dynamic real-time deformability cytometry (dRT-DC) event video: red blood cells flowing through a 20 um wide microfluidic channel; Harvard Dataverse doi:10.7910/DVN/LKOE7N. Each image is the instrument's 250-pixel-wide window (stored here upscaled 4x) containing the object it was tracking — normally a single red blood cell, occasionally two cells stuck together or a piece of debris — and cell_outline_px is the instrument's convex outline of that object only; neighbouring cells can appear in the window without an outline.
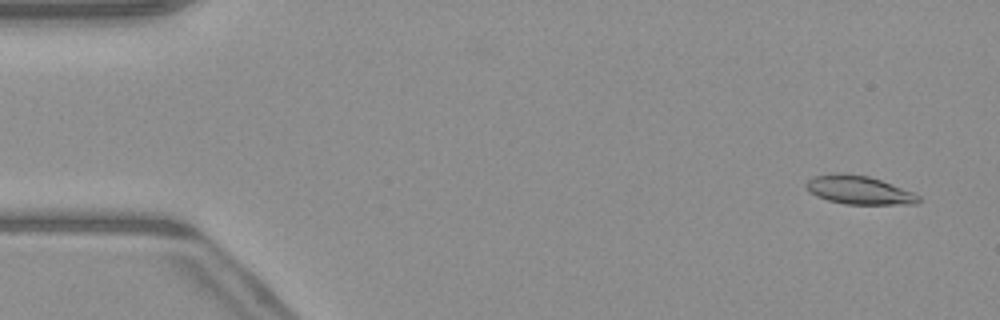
{"species": "common noctule bat (a hibernating species)", "species_latin": "Nyctalus noctula", "temperature_condition": "warm", "stored_images_in_passage": 51, "camera_frame_rate_fps": 3000, "um_per_image_px": 0.085, "animal": {"sex": "male", "body_mass_g": 23.1, "forearm_length_mm": 52.7}, "frame": {"image": 1, "passage_image": 3, "time_ms": 0.667, "image_size_px": [1000, 320], "cell_outline_px": [[920, 200], [916, 204], [844, 204], [828, 200], [816, 196], [808, 192], [804, 184], [812, 176], [836, 172], [840, 172], [868, 176], [892, 184], [912, 192], [920, 196]], "centroid_in_image_um": [72.95, 16.14], "position_along_channel_um": 12.0, "area_um2": 18.79}}
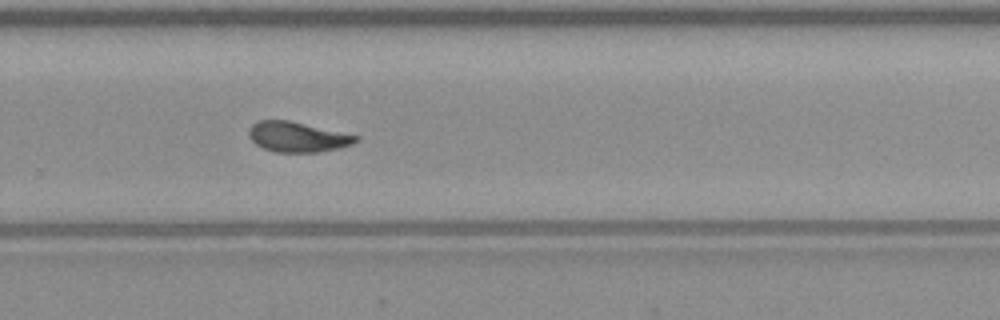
{"frame": {"image": 2, "passage_image": 34, "time_ms": 11.0, "image_size_px": [1000, 320], "cell_outline_px": [[360, 140], [352, 144], [340, 148], [320, 152], [276, 152], [264, 148], [256, 144], [248, 136], [248, 128], [256, 120], [288, 120], [360, 136]], "centroid_in_image_um": [25.28, 11.63], "position_along_channel_um": 304.5, "area_um2": 18.9}}
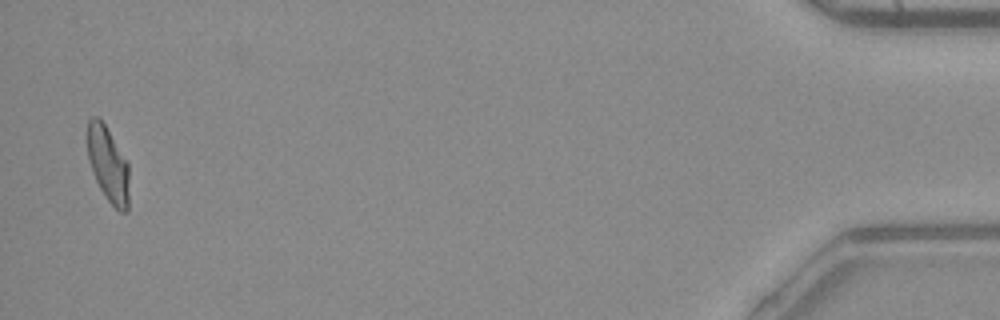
{"frame": {"image": 3, "passage_image": 50, "time_ms": 16.333, "image_size_px": [1000, 320], "cell_outline_px": [[128, 212], [120, 212], [108, 200], [100, 188], [92, 172], [88, 160], [88, 120], [92, 116], [100, 116], [128, 160]], "centroid_in_image_um": [9.19, 13.92], "position_along_channel_um": 426.0, "area_um2": 18.5}, "authors_computed_cell_mechanics": {"area_um2": 18.9584, "velocity_mm_per_s": 4.0733, "shape_relaxation_time_tau1_ms": null, "shape_relaxation_time_tau2_ms": 3.3266, "deformation_change_tau1": null, "deformation_change_tau2": 0.0962}}